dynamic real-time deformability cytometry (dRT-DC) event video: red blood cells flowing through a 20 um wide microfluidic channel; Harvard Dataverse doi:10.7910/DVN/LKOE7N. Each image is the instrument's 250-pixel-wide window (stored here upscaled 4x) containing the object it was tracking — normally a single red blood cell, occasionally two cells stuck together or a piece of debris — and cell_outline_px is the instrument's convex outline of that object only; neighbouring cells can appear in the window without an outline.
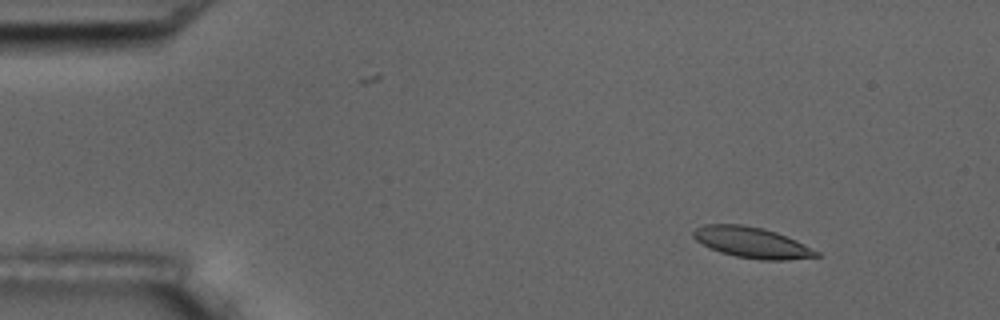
{"species": "common noctule bat (a hibernating species)", "species_latin": "Nyctalus noctula", "temperature_condition": "room temperature", "stored_images_in_passage": 6, "camera_frame_rate_fps": 3000, "um_per_image_px": 0.085, "animal": {"sex": "male", "body_mass_g": 17.5, "forearm_length_mm": 52.3}, "frame": {"image": 1, "passage_image": 1, "time_ms": 0.0, "image_size_px": [1000, 320], "cell_outline_px": [[820, 256], [788, 260], [760, 260], [736, 256], [720, 252], [696, 240], [692, 236], [692, 232], [696, 228], [704, 224], [744, 224], [764, 228], [776, 232], [796, 240], [820, 252]], "centroid_in_image_um": [63.92, 20.61], "position_along_channel_um": 21.1, "area_um2": 22.08}}
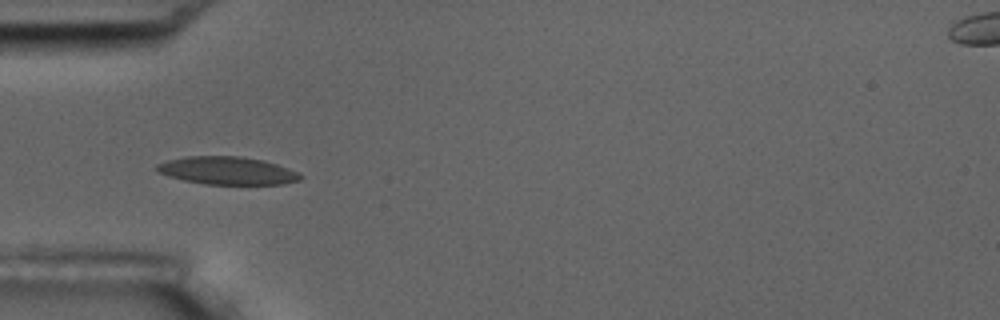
{"frame": {"image": 2, "passage_image": 6, "time_ms": 3.667, "image_size_px": [1000, 320], "cell_outline_px": [[304, 176], [300, 180], [284, 184], [204, 184], [184, 180], [168, 176], [160, 172], [156, 168], [156, 164], [168, 160], [184, 156], [240, 156], [264, 160], [288, 168]], "centroid_in_image_um": [19.33, 14.5], "position_along_channel_um": 65.7, "area_um2": 23.24}}